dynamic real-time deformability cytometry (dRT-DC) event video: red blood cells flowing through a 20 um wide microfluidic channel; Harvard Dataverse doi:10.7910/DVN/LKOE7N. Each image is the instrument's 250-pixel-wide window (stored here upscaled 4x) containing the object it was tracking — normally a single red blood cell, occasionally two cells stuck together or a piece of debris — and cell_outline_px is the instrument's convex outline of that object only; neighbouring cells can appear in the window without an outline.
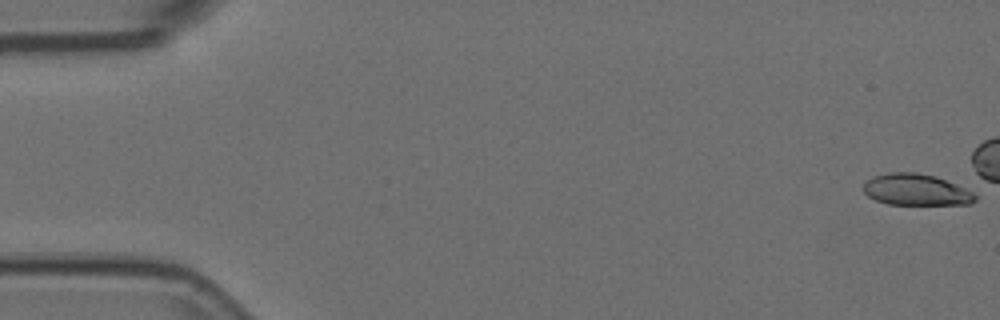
{"species": "Egyptian fruit bat (a non-hibernating species)", "species_latin": "Rousettus aegyptiacus", "temperature_condition": "room temperature", "stored_images_in_passage": 2, "camera_frame_rate_fps": 3000, "um_per_image_px": 0.085, "animal": {"sex": "female"}, "frame": {"image": 1, "passage_image": 1, "time_ms": 0.0, "image_size_px": [1000, 320], "cell_outline_px": [[976, 200], [972, 204], [888, 204], [876, 200], [868, 196], [864, 192], [864, 184], [872, 176], [888, 172], [916, 172], [936, 176], [964, 188], [972, 192], [976, 196]], "centroid_in_image_um": [77.85, 16.12], "position_along_channel_um": 7.1, "area_um2": 20.35}}